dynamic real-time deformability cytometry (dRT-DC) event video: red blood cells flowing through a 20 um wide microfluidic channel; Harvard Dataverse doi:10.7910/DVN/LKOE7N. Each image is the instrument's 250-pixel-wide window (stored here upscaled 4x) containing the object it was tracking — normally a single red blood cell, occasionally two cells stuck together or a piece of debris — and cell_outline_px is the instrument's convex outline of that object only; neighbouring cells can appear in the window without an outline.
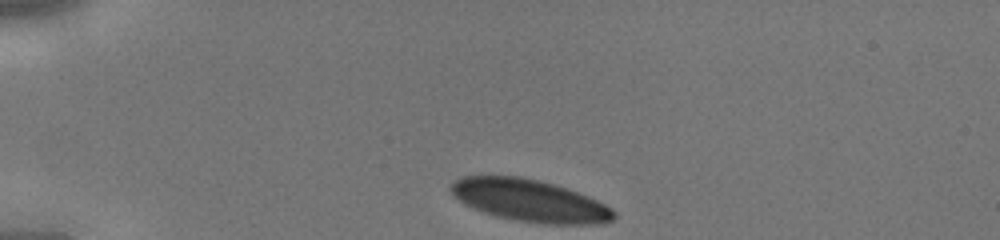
{"species": "human", "species_latin": "Homo sapiens", "temperature_condition": "cold", "stored_images_in_passage": 30, "camera_frame_rate_fps": 3000, "um_per_image_px": 0.085, "donor": {"sex": "male"}, "frame": {"image": 1, "passage_image": 1, "time_ms": 0.0, "image_size_px": [1000, 240], "cell_outline_px": [[616, 216], [612, 220], [600, 224], [548, 224], [516, 220], [496, 216], [484, 212], [460, 200], [448, 188], [460, 176], [520, 176], [552, 184], [588, 196], [612, 208], [616, 212]], "centroid_in_image_um": [45.06, 17.05], "position_along_channel_um": 39.9, "area_um2": 39.42}}
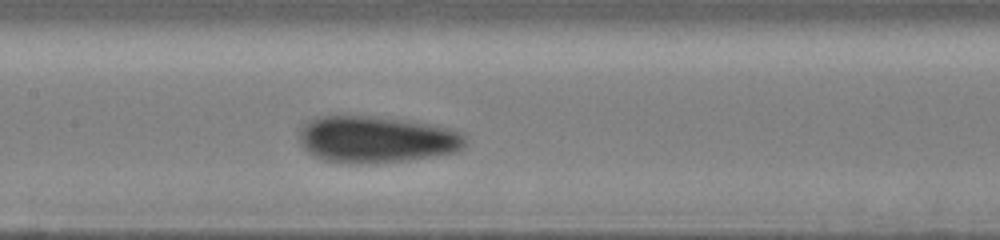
{"frame": {"image": 2, "passage_image": 13, "time_ms": 4.0, "image_size_px": [1000, 240], "cell_outline_px": [[464, 148], [456, 152], [436, 156], [372, 164], [348, 164], [324, 160], [312, 156], [300, 144], [300, 128], [308, 120], [316, 116], [372, 116], [408, 120], [448, 128], [460, 132], [464, 136]], "centroid_in_image_um": [31.95, 11.86], "position_along_channel_um": 175.5, "area_um2": 45.55}}
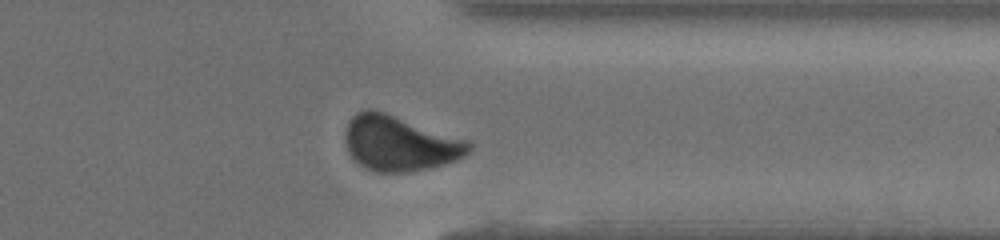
{"frame": {"image": 3, "passage_image": 26, "time_ms": 8.333, "image_size_px": [1000, 240], "cell_outline_px": [[472, 148], [464, 156], [456, 160], [444, 164], [428, 168], [408, 172], [376, 172], [364, 168], [348, 152], [344, 136], [344, 132], [348, 120], [356, 112], [364, 108], [372, 108], [468, 140], [472, 144]], "centroid_in_image_um": [33.94, 12.17], "position_along_channel_um": 377.5, "area_um2": 39.82}}